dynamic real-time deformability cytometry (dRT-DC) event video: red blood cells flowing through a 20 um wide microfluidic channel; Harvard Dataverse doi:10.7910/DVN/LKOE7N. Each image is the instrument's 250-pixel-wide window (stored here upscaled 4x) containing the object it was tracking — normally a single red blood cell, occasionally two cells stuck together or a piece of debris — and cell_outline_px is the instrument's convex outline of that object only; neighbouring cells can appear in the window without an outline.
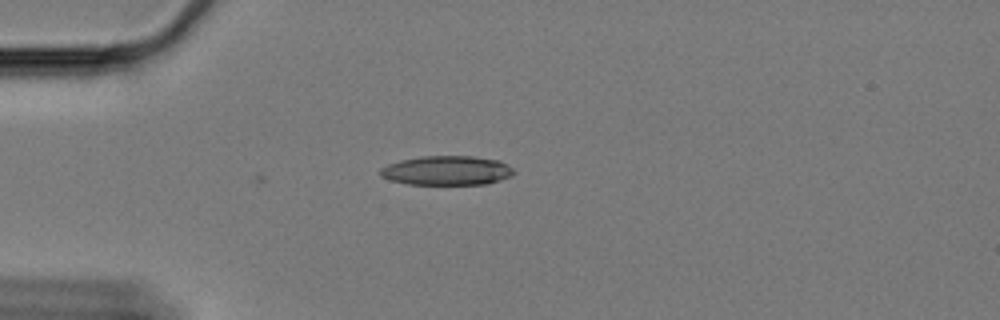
{"species": "Egyptian fruit bat (a non-hibernating species)", "species_latin": "Rousettus aegyptiacus", "temperature_condition": "cold", "stored_images_in_passage": 6, "camera_frame_rate_fps": 3000, "um_per_image_px": 0.085, "animal": {"sex": "female"}, "frame": {"image": 1, "passage_image": 1, "time_ms": 0.0, "image_size_px": [1000, 320], "cell_outline_px": [[516, 172], [512, 176], [484, 184], [408, 184], [392, 180], [380, 176], [380, 168], [388, 164], [400, 160], [420, 156], [472, 156], [500, 160], [512, 168]], "centroid_in_image_um": [37.98, 14.48], "position_along_channel_um": 47.0, "area_um2": 22.77}}